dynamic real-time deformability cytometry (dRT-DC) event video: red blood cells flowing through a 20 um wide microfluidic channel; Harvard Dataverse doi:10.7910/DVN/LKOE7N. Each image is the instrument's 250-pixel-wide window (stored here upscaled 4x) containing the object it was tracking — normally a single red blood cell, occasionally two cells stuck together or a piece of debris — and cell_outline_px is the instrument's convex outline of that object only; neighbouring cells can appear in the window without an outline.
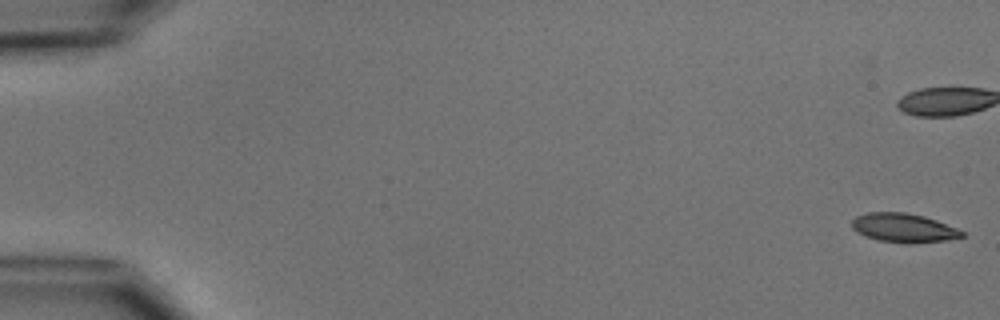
{"species": "common noctule bat (a hibernating species)", "species_latin": "Nyctalus noctula", "temperature_condition": "cold", "stored_images_in_passage": 7, "camera_frame_rate_fps": 3000, "um_per_image_px": 0.085, "animal": {"sex": "male", "body_mass_g": 15.6}, "frame": {"image": 1, "passage_image": 1, "time_ms": 0.0, "image_size_px": [1000, 320], "cell_outline_px": [[964, 236], [948, 240], [904, 244], [880, 240], [864, 236], [856, 232], [852, 228], [852, 220], [856, 216], [868, 212], [904, 212], [924, 216], [936, 220], [956, 228], [964, 232]], "centroid_in_image_um": [76.78, 19.37], "position_along_channel_um": 8.2, "area_um2": 18.61}}